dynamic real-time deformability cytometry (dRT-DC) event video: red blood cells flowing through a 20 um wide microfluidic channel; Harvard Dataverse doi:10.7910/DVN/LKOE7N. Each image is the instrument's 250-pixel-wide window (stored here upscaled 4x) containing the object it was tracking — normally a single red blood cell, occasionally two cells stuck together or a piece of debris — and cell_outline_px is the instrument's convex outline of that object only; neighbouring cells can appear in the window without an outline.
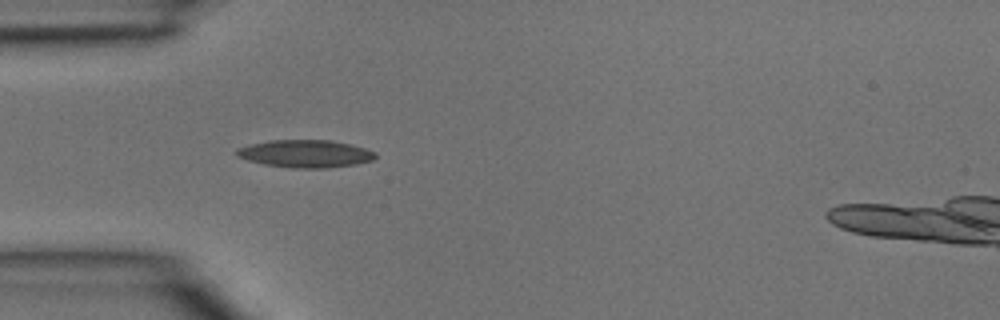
{"species": "common noctule bat (a hibernating species)", "species_latin": "Nyctalus noctula", "temperature_condition": "room temperature", "stored_images_in_passage": 4, "camera_frame_rate_fps": 3000, "um_per_image_px": 0.085, "animal": {"sex": "male", "body_mass_g": 15.6}, "frame": {"image": 1, "passage_image": 3, "time_ms": 0.667, "image_size_px": [1000, 320], "cell_outline_px": [[376, 156], [372, 160], [356, 164], [328, 168], [292, 168], [264, 164], [248, 160], [236, 156], [236, 148], [268, 140], [332, 140], [364, 148], [376, 152]], "centroid_in_image_um": [25.94, 13.06], "position_along_channel_um": 59.1, "area_um2": 22.25}}